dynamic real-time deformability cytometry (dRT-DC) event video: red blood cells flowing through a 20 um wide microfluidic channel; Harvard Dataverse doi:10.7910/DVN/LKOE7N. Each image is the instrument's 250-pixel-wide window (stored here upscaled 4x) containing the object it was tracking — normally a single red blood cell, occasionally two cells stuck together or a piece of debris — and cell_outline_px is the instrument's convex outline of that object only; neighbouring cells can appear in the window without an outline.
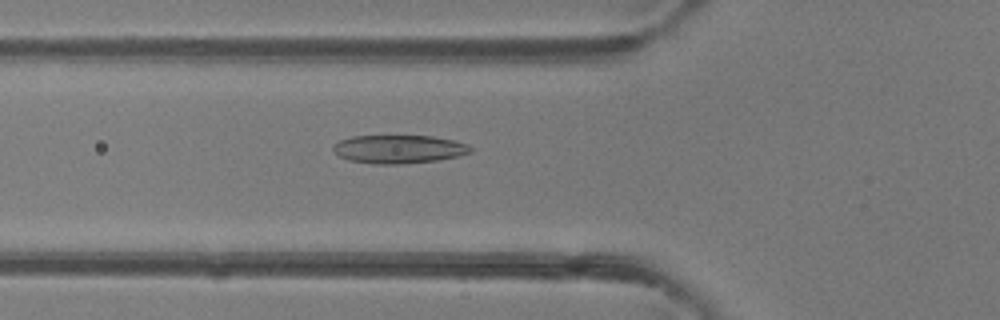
{"species": "common noctule bat (a hibernating species)", "species_latin": "Nyctalus noctula", "temperature_condition": "room temperature", "stored_images_in_passage": 45, "camera_frame_rate_fps": 3000, "um_per_image_px": 0.085, "animal": {"sex": "female"}, "frame": {"image": 1, "passage_image": 15, "time_ms": 4.667, "image_size_px": [1000, 320], "cell_outline_px": [[472, 152], [460, 156], [436, 160], [400, 164], [372, 164], [348, 160], [340, 156], [332, 148], [332, 144], [340, 140], [352, 136], [432, 136], [452, 140], [468, 144], [472, 148]], "centroid_in_image_um": [33.89, 12.68], "position_along_channel_um": 91.9, "area_um2": 22.72}}
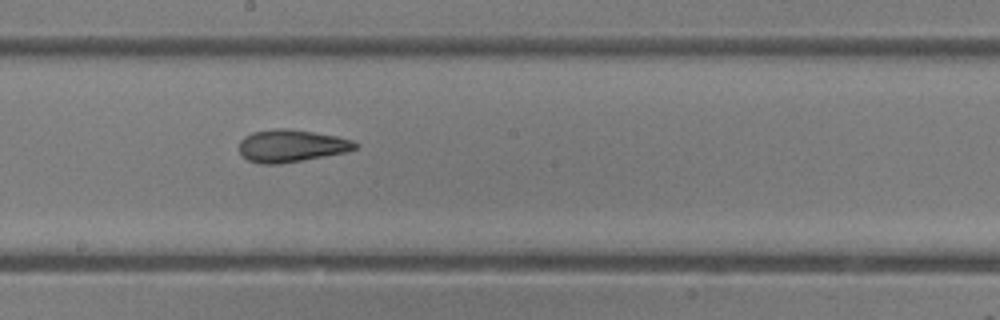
{"frame": {"image": 2, "passage_image": 24, "time_ms": 7.667, "image_size_px": [1000, 320], "cell_outline_px": [[360, 144], [356, 148], [348, 152], [280, 164], [260, 164], [248, 160], [240, 152], [240, 140], [244, 136], [252, 132], [276, 128], [288, 128], [336, 136], [352, 140]], "centroid_in_image_um": [24.77, 12.39], "position_along_channel_um": 223.4, "area_um2": 21.96}}
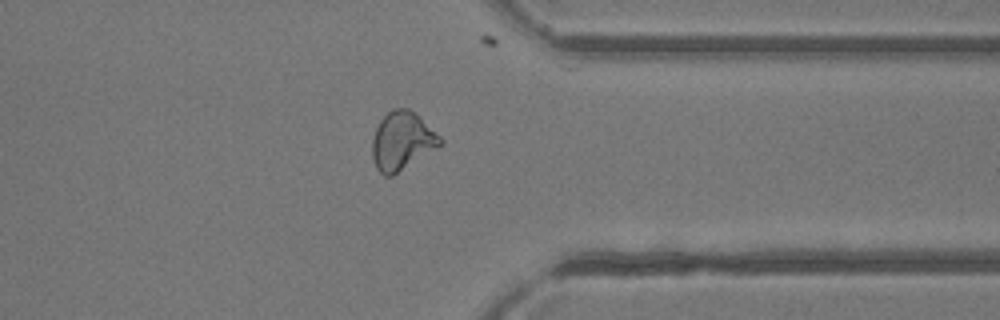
{"frame": {"image": 3, "passage_image": 35, "time_ms": 11.333, "image_size_px": [1000, 320], "cell_outline_px": [[444, 144], [392, 176], [384, 176], [376, 168], [372, 156], [372, 140], [376, 128], [380, 120], [392, 108], [408, 108], [420, 116], [444, 140]], "centroid_in_image_um": [34.19, 11.98], "position_along_channel_um": 377.2, "area_um2": 23.18}, "authors_computed_cell_mechanics": {"area_um2": 22.831, "velocity_mm_per_s": 4.3571, "shape_relaxation_time_tau1_ms": null, "shape_relaxation_time_tau2_ms": 1.2409, "deformation_change_tau1": null, "deformation_change_tau2": 0.0649}}